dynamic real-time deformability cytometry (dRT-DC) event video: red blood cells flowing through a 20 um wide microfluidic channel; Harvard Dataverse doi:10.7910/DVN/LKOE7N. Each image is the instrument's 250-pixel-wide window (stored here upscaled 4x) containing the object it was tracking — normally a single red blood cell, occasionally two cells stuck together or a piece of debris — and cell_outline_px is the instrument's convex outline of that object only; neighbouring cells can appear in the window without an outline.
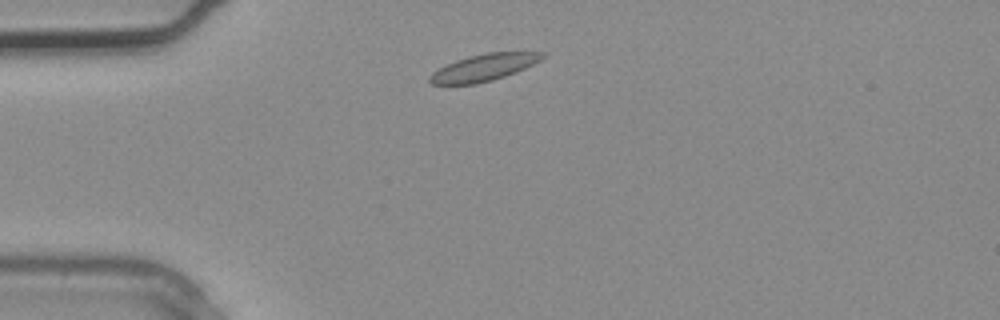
{"species": "common noctule bat (a hibernating species)", "species_latin": "Nyctalus noctula", "temperature_condition": "warm", "stored_images_in_passage": 1, "camera_frame_rate_fps": 3000, "um_per_image_px": 0.085, "animal": {"sex": "male", "body_mass_g": 20.4}, "frame": {"image": 1, "passage_image": 1, "time_ms": 0.0, "image_size_px": [1000, 320], "cell_outline_px": [[544, 56], [540, 60], [516, 72], [492, 80], [476, 84], [432, 84], [428, 80], [428, 76], [432, 72], [456, 60], [468, 56], [488, 52], [544, 52]], "centroid_in_image_um": [41.09, 5.74], "position_along_channel_um": 43.9, "area_um2": 17.4}}